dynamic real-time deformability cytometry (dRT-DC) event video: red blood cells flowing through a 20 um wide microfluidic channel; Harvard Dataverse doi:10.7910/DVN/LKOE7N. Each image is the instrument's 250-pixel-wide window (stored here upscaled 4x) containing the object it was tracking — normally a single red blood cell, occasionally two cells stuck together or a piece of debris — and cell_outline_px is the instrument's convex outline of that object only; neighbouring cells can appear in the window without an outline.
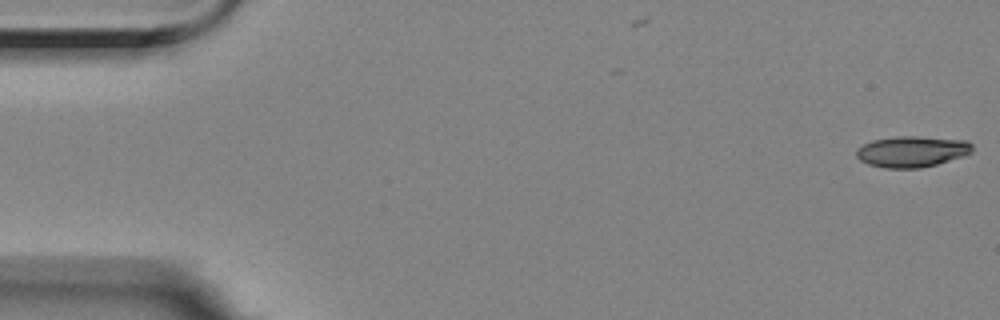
{"species": "Egyptian fruit bat (a non-hibernating species)", "species_latin": "Rousettus aegyptiacus", "temperature_condition": "room temperature", "stored_images_in_passage": 56, "camera_frame_rate_fps": 3000, "um_per_image_px": 0.085, "animal": {"sex": "female"}, "frame": {"image": 1, "passage_image": 1, "time_ms": 0.0, "image_size_px": [1000, 320], "cell_outline_px": [[972, 152], [964, 156], [936, 164], [920, 168], [888, 168], [868, 164], [860, 160], [856, 156], [856, 148], [872, 140], [896, 136], [916, 136], [968, 140], [972, 144]], "centroid_in_image_um": [77.52, 12.87], "position_along_channel_um": 7.5, "area_um2": 21.04}}
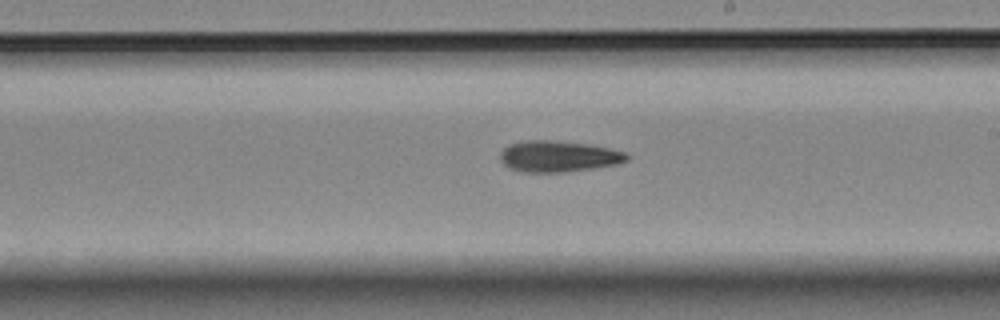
{"frame": {"image": 2, "passage_image": 32, "time_ms": 10.333, "image_size_px": [1000, 320], "cell_outline_px": [[628, 160], [612, 164], [592, 168], [564, 172], [520, 172], [508, 168], [500, 160], [500, 152], [508, 144], [528, 140], [552, 140], [588, 144], [608, 148], [624, 152], [628, 156]], "centroid_in_image_um": [47.38, 13.29], "position_along_channel_um": 241.6, "area_um2": 22.83}}
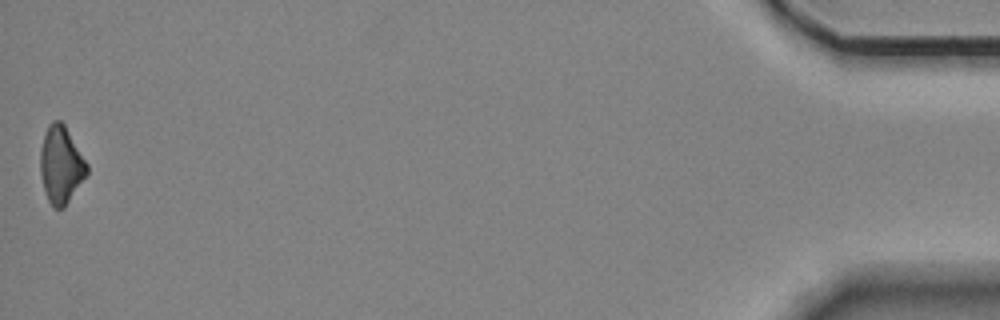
{"frame": {"image": 3, "passage_image": 56, "time_ms": 18.333, "image_size_px": [1000, 320], "cell_outline_px": [[88, 172], [64, 208], [52, 208], [48, 200], [44, 188], [40, 172], [40, 148], [44, 132], [48, 124], [52, 120], [60, 120], [64, 124], [88, 164]], "centroid_in_image_um": [5.16, 13.99], "position_along_channel_um": 430.0, "area_um2": 20.98}, "authors_computed_cell_mechanics": {"area_um2": 21.9351, "velocity_mm_per_s": 3.5364, "shape_relaxation_time_tau1_ms": 5.218, "shape_relaxation_time_tau2_ms": null, "deformation_change_tau1": 0.1618, "deformation_change_tau2": null}}